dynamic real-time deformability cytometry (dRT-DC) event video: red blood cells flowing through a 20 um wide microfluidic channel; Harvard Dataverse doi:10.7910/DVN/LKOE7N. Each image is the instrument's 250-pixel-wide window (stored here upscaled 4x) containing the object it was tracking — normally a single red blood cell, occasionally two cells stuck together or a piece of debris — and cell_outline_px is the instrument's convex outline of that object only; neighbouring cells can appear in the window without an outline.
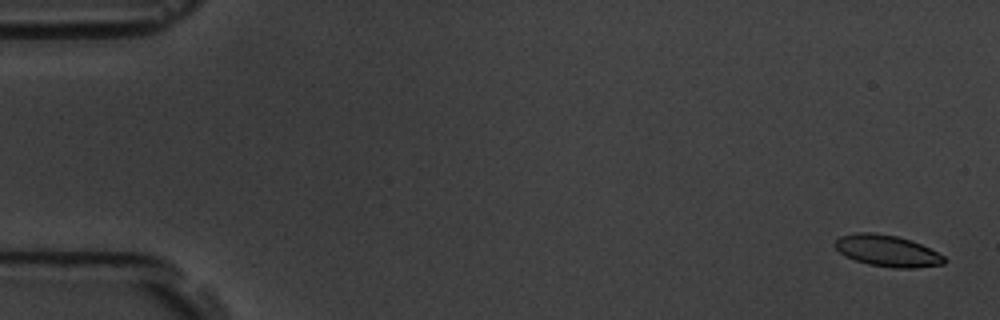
{"species": "common noctule bat (a hibernating species)", "species_latin": "Nyctalus noctula", "temperature_condition": "room temperature", "stored_images_in_passage": 5, "camera_frame_rate_fps": 3000, "um_per_image_px": 0.085, "animal": {"sex": "male", "body_mass_g": 19.5, "forearm_length_mm": 54.6}, "frame": {"image": 1, "passage_image": 1, "time_ms": 0.0, "image_size_px": [1000, 320], "cell_outline_px": [[948, 260], [944, 264], [916, 268], [892, 268], [868, 264], [844, 256], [832, 244], [840, 236], [856, 232], [872, 232], [896, 236], [920, 244], [944, 256]], "centroid_in_image_um": [75.4, 21.33], "position_along_channel_um": 9.6, "area_um2": 20.0}}
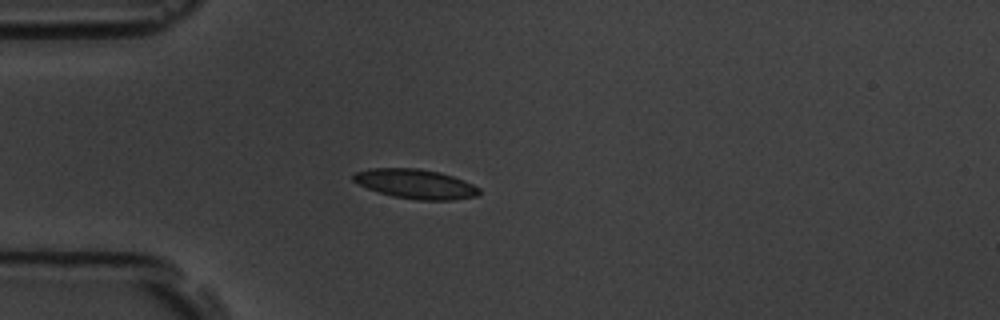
{"frame": {"image": 2, "passage_image": 4, "time_ms": 4.667, "image_size_px": [1000, 320], "cell_outline_px": [[480, 192], [476, 196], [452, 200], [416, 200], [392, 196], [368, 188], [352, 180], [352, 176], [356, 172], [368, 168], [420, 168], [440, 172], [464, 180], [480, 188]], "centroid_in_image_um": [35.33, 15.63], "position_along_channel_um": 49.7, "area_um2": 21.62}}